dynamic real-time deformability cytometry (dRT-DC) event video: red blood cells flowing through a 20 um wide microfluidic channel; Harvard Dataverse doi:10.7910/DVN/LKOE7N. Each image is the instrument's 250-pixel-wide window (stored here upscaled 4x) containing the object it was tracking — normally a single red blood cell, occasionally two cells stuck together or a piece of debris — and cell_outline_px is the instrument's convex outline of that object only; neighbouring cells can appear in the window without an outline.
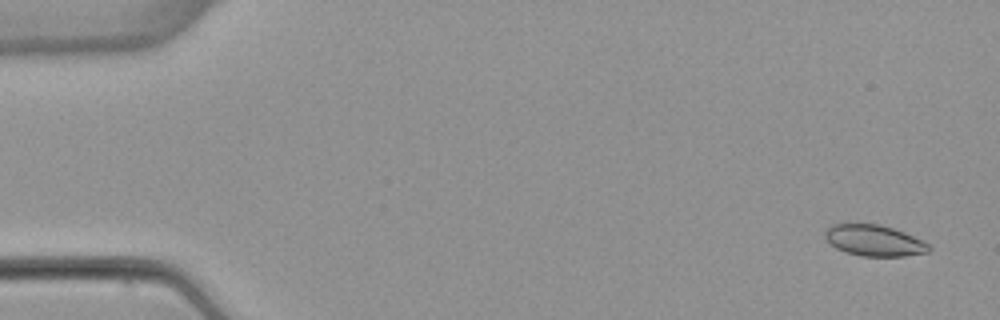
{"species": "common noctule bat (a hibernating species)", "species_latin": "Nyctalus noctula", "temperature_condition": "warm", "stored_images_in_passage": 53, "camera_frame_rate_fps": 3000, "um_per_image_px": 0.085, "animal": {"sex": "female", "body_mass_g": 22.7, "forearm_length_mm": 54.2}, "frame": {"image": 1, "passage_image": 3, "time_ms": 0.667, "image_size_px": [1000, 320], "cell_outline_px": [[932, 248], [928, 252], [904, 256], [860, 256], [844, 252], [836, 248], [824, 236], [824, 232], [832, 224], [880, 224], [904, 232], [928, 244]], "centroid_in_image_um": [74.29, 20.45], "position_along_channel_um": 10.7, "area_um2": 18.67}}
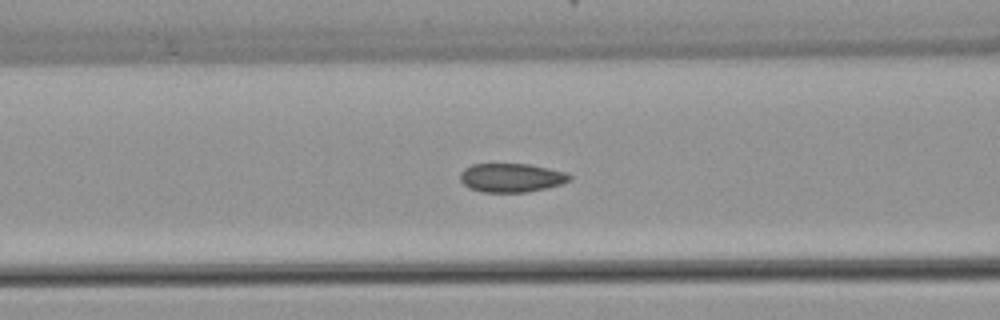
{"frame": {"image": 2, "passage_image": 22, "time_ms": 7.0, "image_size_px": [1000, 320], "cell_outline_px": [[572, 180], [560, 184], [544, 188], [524, 192], [484, 192], [468, 188], [460, 180], [460, 172], [464, 168], [472, 164], [528, 164], [548, 168], [564, 172], [572, 176]], "centroid_in_image_um": [43.43, 15.1], "position_along_channel_um": 123.2, "area_um2": 18.26}}
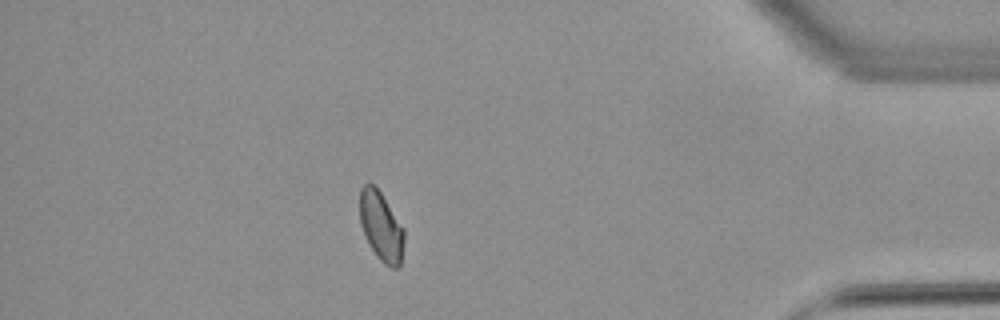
{"frame": {"image": 3, "passage_image": 47, "time_ms": 15.333, "image_size_px": [1000, 320], "cell_outline_px": [[404, 240], [400, 268], [392, 268], [384, 264], [376, 256], [360, 224], [360, 188], [368, 180], [376, 184], [404, 228]], "centroid_in_image_um": [32.4, 19.19], "position_along_channel_um": 402.8, "area_um2": 18.15}, "authors_computed_cell_mechanics": {"area_um2": 18.6116, "velocity_mm_per_s": 3.8784, "shape_relaxation_time_tau1_ms": null, "shape_relaxation_time_tau2_ms": 0.9931, "deformation_change_tau1": null, "deformation_change_tau2": 0.0462}}